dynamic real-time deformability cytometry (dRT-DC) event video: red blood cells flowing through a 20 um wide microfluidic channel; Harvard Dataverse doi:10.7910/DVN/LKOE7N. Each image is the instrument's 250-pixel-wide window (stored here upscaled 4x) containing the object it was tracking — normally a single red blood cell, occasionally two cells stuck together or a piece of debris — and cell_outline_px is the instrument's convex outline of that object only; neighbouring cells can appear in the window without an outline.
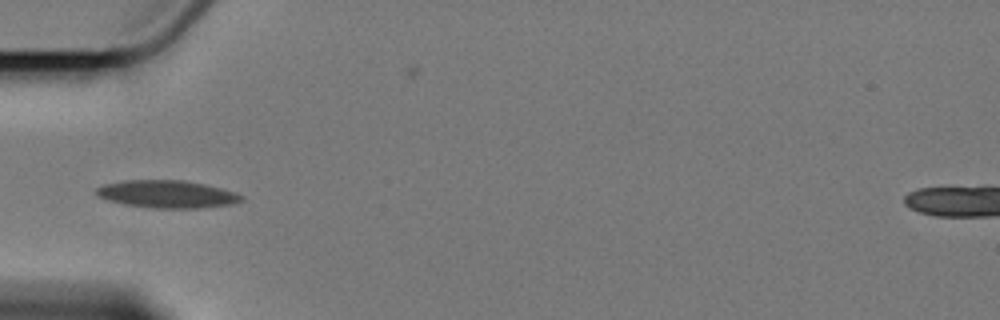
{"species": "Egyptian fruit bat (a non-hibernating species)", "species_latin": "Rousettus aegyptiacus", "temperature_condition": "cold", "stored_images_in_passage": 36, "camera_frame_rate_fps": 3000, "um_per_image_px": 0.085, "animal": {"sex": "female"}, "frame": {"image": 1, "passage_image": 1, "time_ms": 0.0, "image_size_px": [1000, 320], "cell_outline_px": [[244, 200], [232, 204], [200, 208], [152, 208], [124, 204], [104, 200], [96, 196], [92, 192], [96, 188], [104, 184], [124, 180], [184, 180], [204, 184], [236, 192], [244, 196]], "centroid_in_image_um": [14.15, 16.5], "position_along_channel_um": 70.9, "area_um2": 23.64}}
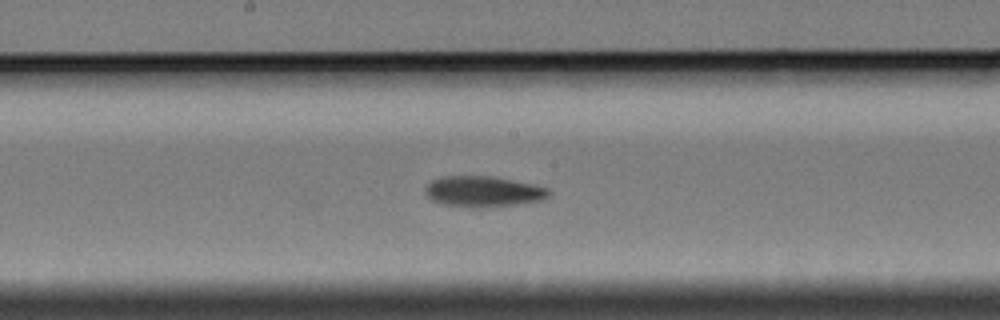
{"frame": {"image": 2, "passage_image": 13, "time_ms": 4.0, "image_size_px": [1000, 320], "cell_outline_px": [[552, 196], [544, 200], [516, 204], [468, 208], [444, 204], [432, 200], [424, 192], [424, 188], [432, 180], [444, 176], [488, 176], [536, 184], [548, 188], [552, 192]], "centroid_in_image_um": [41.12, 16.28], "position_along_channel_um": 207.1, "area_um2": 22.25}}
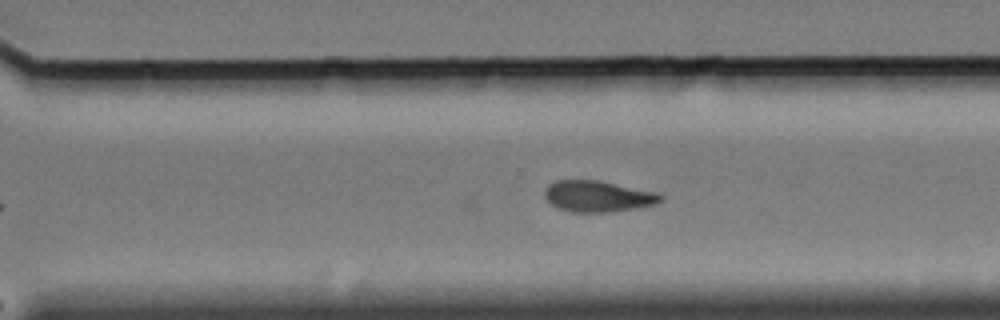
{"frame": {"image": 3, "passage_image": 23, "time_ms": 7.333, "image_size_px": [1000, 320], "cell_outline_px": [[664, 200], [656, 204], [640, 208], [612, 212], [572, 212], [556, 208], [544, 196], [544, 192], [548, 184], [556, 180], [596, 180], [656, 192], [664, 196]], "centroid_in_image_um": [50.84, 16.7], "position_along_channel_um": 319.8, "area_um2": 21.21}}